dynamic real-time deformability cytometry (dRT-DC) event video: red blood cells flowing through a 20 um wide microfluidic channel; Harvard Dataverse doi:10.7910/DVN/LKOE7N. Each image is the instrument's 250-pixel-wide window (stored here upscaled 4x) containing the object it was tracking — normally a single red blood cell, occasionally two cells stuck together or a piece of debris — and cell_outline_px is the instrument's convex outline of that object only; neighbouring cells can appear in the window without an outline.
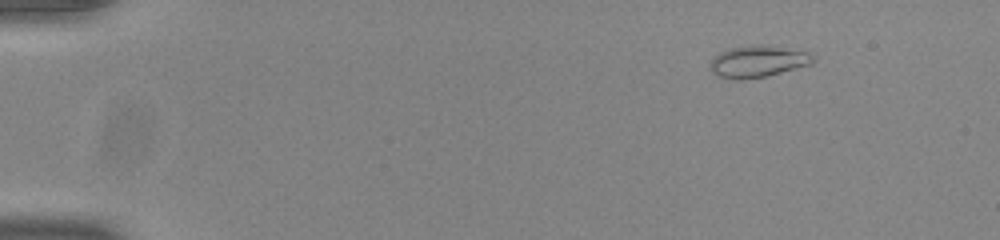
{"species": "common noctule bat (a hibernating species)", "species_latin": "Nyctalus noctula", "temperature_condition": "room temperature", "stored_images_in_passage": 48, "camera_frame_rate_fps": 3000, "um_per_image_px": 0.085, "animal": {"sex": "male", "body_mass_g": 20.0, "forearm_length_mm": 53.3}, "frame": {"image": 1, "passage_image": 1, "time_ms": 0.0, "image_size_px": [1000, 240], "cell_outline_px": [[816, 60], [812, 64], [764, 76], [736, 80], [720, 76], [712, 72], [708, 64], [720, 52], [732, 48], [752, 44], [764, 44], [808, 52]], "centroid_in_image_um": [64.42, 5.2], "position_along_channel_um": 20.6, "area_um2": 18.79}}
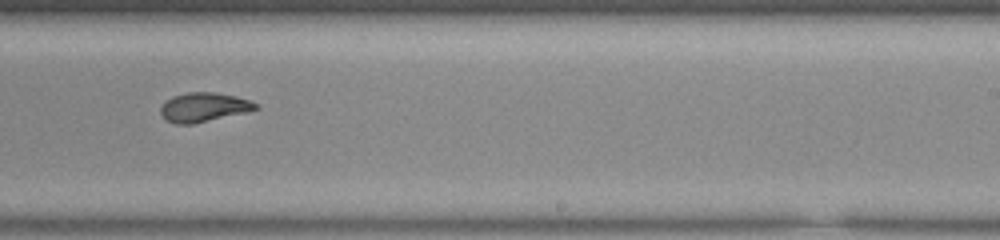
{"frame": {"image": 2, "passage_image": 29, "time_ms": 9.333, "image_size_px": [1000, 240], "cell_outline_px": [[260, 108], [248, 112], [192, 124], [176, 124], [164, 120], [160, 112], [160, 104], [164, 100], [172, 96], [188, 92], [212, 92], [236, 96], [248, 100], [256, 104]], "centroid_in_image_um": [17.26, 9.12], "position_along_channel_um": 271.7, "area_um2": 16.36}}
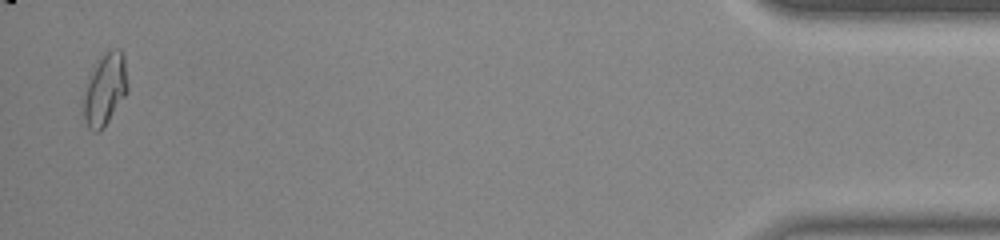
{"frame": {"image": 3, "passage_image": 47, "time_ms": 15.333, "image_size_px": [1000, 240], "cell_outline_px": [[128, 92], [104, 128], [100, 132], [92, 132], [88, 128], [84, 116], [84, 96], [88, 84], [100, 60], [112, 48], [120, 48], [124, 52], [128, 84]], "centroid_in_image_um": [8.99, 7.65], "position_along_channel_um": 426.2, "area_um2": 18.03}, "authors_computed_cell_mechanics": {"area_um2": 16.7909, "velocity_mm_per_s": 3.892, "shape_relaxation_time_tau1_ms": null, "shape_relaxation_time_tau2_ms": 1.5065, "deformation_change_tau1": null, "deformation_change_tau2": 0.0654}}